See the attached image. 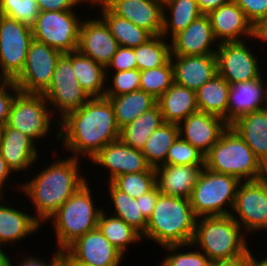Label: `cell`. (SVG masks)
Segmentation results:
<instances>
[{
    "label": "cell",
    "mask_w": 267,
    "mask_h": 266,
    "mask_svg": "<svg viewBox=\"0 0 267 266\" xmlns=\"http://www.w3.org/2000/svg\"><path fill=\"white\" fill-rule=\"evenodd\" d=\"M109 183V192L115 212L111 215L119 217L129 226L136 230L141 236L146 231L147 220L139 210V198H132L130 195L118 190L111 182Z\"/></svg>",
    "instance_id": "cell-36"
},
{
    "label": "cell",
    "mask_w": 267,
    "mask_h": 266,
    "mask_svg": "<svg viewBox=\"0 0 267 266\" xmlns=\"http://www.w3.org/2000/svg\"><path fill=\"white\" fill-rule=\"evenodd\" d=\"M240 180L232 175L213 172L204 167L190 195L197 217L231 215Z\"/></svg>",
    "instance_id": "cell-7"
},
{
    "label": "cell",
    "mask_w": 267,
    "mask_h": 266,
    "mask_svg": "<svg viewBox=\"0 0 267 266\" xmlns=\"http://www.w3.org/2000/svg\"><path fill=\"white\" fill-rule=\"evenodd\" d=\"M62 54L59 50L33 39L22 72L13 81L19 91L41 94L49 86Z\"/></svg>",
    "instance_id": "cell-12"
},
{
    "label": "cell",
    "mask_w": 267,
    "mask_h": 266,
    "mask_svg": "<svg viewBox=\"0 0 267 266\" xmlns=\"http://www.w3.org/2000/svg\"><path fill=\"white\" fill-rule=\"evenodd\" d=\"M42 94L19 92L11 105L6 125L28 135L34 141L50 133L52 116ZM50 115V116H49Z\"/></svg>",
    "instance_id": "cell-11"
},
{
    "label": "cell",
    "mask_w": 267,
    "mask_h": 266,
    "mask_svg": "<svg viewBox=\"0 0 267 266\" xmlns=\"http://www.w3.org/2000/svg\"><path fill=\"white\" fill-rule=\"evenodd\" d=\"M40 11H67L79 3H84L83 0H37Z\"/></svg>",
    "instance_id": "cell-49"
},
{
    "label": "cell",
    "mask_w": 267,
    "mask_h": 266,
    "mask_svg": "<svg viewBox=\"0 0 267 266\" xmlns=\"http://www.w3.org/2000/svg\"><path fill=\"white\" fill-rule=\"evenodd\" d=\"M171 62L174 83L194 91L218 73L216 54L171 56Z\"/></svg>",
    "instance_id": "cell-22"
},
{
    "label": "cell",
    "mask_w": 267,
    "mask_h": 266,
    "mask_svg": "<svg viewBox=\"0 0 267 266\" xmlns=\"http://www.w3.org/2000/svg\"><path fill=\"white\" fill-rule=\"evenodd\" d=\"M205 167L216 173L232 175L240 181L266 176V167L230 125L205 156Z\"/></svg>",
    "instance_id": "cell-5"
},
{
    "label": "cell",
    "mask_w": 267,
    "mask_h": 266,
    "mask_svg": "<svg viewBox=\"0 0 267 266\" xmlns=\"http://www.w3.org/2000/svg\"><path fill=\"white\" fill-rule=\"evenodd\" d=\"M262 75L254 80L230 84L227 103V123L239 117L265 108Z\"/></svg>",
    "instance_id": "cell-25"
},
{
    "label": "cell",
    "mask_w": 267,
    "mask_h": 266,
    "mask_svg": "<svg viewBox=\"0 0 267 266\" xmlns=\"http://www.w3.org/2000/svg\"><path fill=\"white\" fill-rule=\"evenodd\" d=\"M162 35L153 36L146 43L134 48L139 71L165 65L171 59V43H166Z\"/></svg>",
    "instance_id": "cell-38"
},
{
    "label": "cell",
    "mask_w": 267,
    "mask_h": 266,
    "mask_svg": "<svg viewBox=\"0 0 267 266\" xmlns=\"http://www.w3.org/2000/svg\"><path fill=\"white\" fill-rule=\"evenodd\" d=\"M157 104L165 123L179 124L190 114L198 112L196 91L173 83L158 99Z\"/></svg>",
    "instance_id": "cell-27"
},
{
    "label": "cell",
    "mask_w": 267,
    "mask_h": 266,
    "mask_svg": "<svg viewBox=\"0 0 267 266\" xmlns=\"http://www.w3.org/2000/svg\"><path fill=\"white\" fill-rule=\"evenodd\" d=\"M245 13L249 21L256 27L267 19V0H233Z\"/></svg>",
    "instance_id": "cell-45"
},
{
    "label": "cell",
    "mask_w": 267,
    "mask_h": 266,
    "mask_svg": "<svg viewBox=\"0 0 267 266\" xmlns=\"http://www.w3.org/2000/svg\"><path fill=\"white\" fill-rule=\"evenodd\" d=\"M106 6L115 14L149 31L161 35L163 0H111Z\"/></svg>",
    "instance_id": "cell-21"
},
{
    "label": "cell",
    "mask_w": 267,
    "mask_h": 266,
    "mask_svg": "<svg viewBox=\"0 0 267 266\" xmlns=\"http://www.w3.org/2000/svg\"><path fill=\"white\" fill-rule=\"evenodd\" d=\"M11 173L12 171L7 167L6 162L0 152V196H4V192L2 191L3 189L1 188L4 187V183L9 179L8 177L11 176L9 175Z\"/></svg>",
    "instance_id": "cell-52"
},
{
    "label": "cell",
    "mask_w": 267,
    "mask_h": 266,
    "mask_svg": "<svg viewBox=\"0 0 267 266\" xmlns=\"http://www.w3.org/2000/svg\"><path fill=\"white\" fill-rule=\"evenodd\" d=\"M254 38L258 40H262V42H267V19L261 21L256 27H255V36Z\"/></svg>",
    "instance_id": "cell-53"
},
{
    "label": "cell",
    "mask_w": 267,
    "mask_h": 266,
    "mask_svg": "<svg viewBox=\"0 0 267 266\" xmlns=\"http://www.w3.org/2000/svg\"><path fill=\"white\" fill-rule=\"evenodd\" d=\"M41 94L46 98L49 106L60 113V119L69 112L80 109L90 99L74 74L72 52L63 53L60 56L51 82Z\"/></svg>",
    "instance_id": "cell-10"
},
{
    "label": "cell",
    "mask_w": 267,
    "mask_h": 266,
    "mask_svg": "<svg viewBox=\"0 0 267 266\" xmlns=\"http://www.w3.org/2000/svg\"><path fill=\"white\" fill-rule=\"evenodd\" d=\"M230 126L267 167V109L253 111L236 119Z\"/></svg>",
    "instance_id": "cell-26"
},
{
    "label": "cell",
    "mask_w": 267,
    "mask_h": 266,
    "mask_svg": "<svg viewBox=\"0 0 267 266\" xmlns=\"http://www.w3.org/2000/svg\"><path fill=\"white\" fill-rule=\"evenodd\" d=\"M264 96H265V109H267V85H266V87H265V85H264Z\"/></svg>",
    "instance_id": "cell-60"
},
{
    "label": "cell",
    "mask_w": 267,
    "mask_h": 266,
    "mask_svg": "<svg viewBox=\"0 0 267 266\" xmlns=\"http://www.w3.org/2000/svg\"><path fill=\"white\" fill-rule=\"evenodd\" d=\"M56 136L63 146L80 158L83 154L92 159L110 142L119 139L120 129L115 120L112 104L106 97L90 98L80 109L56 120ZM80 156V157H79Z\"/></svg>",
    "instance_id": "cell-1"
},
{
    "label": "cell",
    "mask_w": 267,
    "mask_h": 266,
    "mask_svg": "<svg viewBox=\"0 0 267 266\" xmlns=\"http://www.w3.org/2000/svg\"><path fill=\"white\" fill-rule=\"evenodd\" d=\"M40 13L37 0H0V14L32 27Z\"/></svg>",
    "instance_id": "cell-41"
},
{
    "label": "cell",
    "mask_w": 267,
    "mask_h": 266,
    "mask_svg": "<svg viewBox=\"0 0 267 266\" xmlns=\"http://www.w3.org/2000/svg\"><path fill=\"white\" fill-rule=\"evenodd\" d=\"M14 264H12L11 259H10V266H13ZM48 263L44 262L43 260H41L40 258H36L33 256H28V258H25L23 260V262L19 263L18 266H47Z\"/></svg>",
    "instance_id": "cell-54"
},
{
    "label": "cell",
    "mask_w": 267,
    "mask_h": 266,
    "mask_svg": "<svg viewBox=\"0 0 267 266\" xmlns=\"http://www.w3.org/2000/svg\"><path fill=\"white\" fill-rule=\"evenodd\" d=\"M230 84L218 73L196 91L200 112L221 117L227 122V103Z\"/></svg>",
    "instance_id": "cell-31"
},
{
    "label": "cell",
    "mask_w": 267,
    "mask_h": 266,
    "mask_svg": "<svg viewBox=\"0 0 267 266\" xmlns=\"http://www.w3.org/2000/svg\"><path fill=\"white\" fill-rule=\"evenodd\" d=\"M167 8L170 11V18L166 14ZM201 15L203 14L199 10L196 0H163V28L161 35L165 38L172 31V39Z\"/></svg>",
    "instance_id": "cell-33"
},
{
    "label": "cell",
    "mask_w": 267,
    "mask_h": 266,
    "mask_svg": "<svg viewBox=\"0 0 267 266\" xmlns=\"http://www.w3.org/2000/svg\"><path fill=\"white\" fill-rule=\"evenodd\" d=\"M69 261H70L71 266H93V265L86 264V263L81 262V261H77L70 254H69Z\"/></svg>",
    "instance_id": "cell-59"
},
{
    "label": "cell",
    "mask_w": 267,
    "mask_h": 266,
    "mask_svg": "<svg viewBox=\"0 0 267 266\" xmlns=\"http://www.w3.org/2000/svg\"><path fill=\"white\" fill-rule=\"evenodd\" d=\"M179 136L178 124L163 123L150 135L141 152L151 168L164 165L169 148Z\"/></svg>",
    "instance_id": "cell-35"
},
{
    "label": "cell",
    "mask_w": 267,
    "mask_h": 266,
    "mask_svg": "<svg viewBox=\"0 0 267 266\" xmlns=\"http://www.w3.org/2000/svg\"><path fill=\"white\" fill-rule=\"evenodd\" d=\"M166 165H197L205 164V156L186 142L180 136L174 141L169 148L166 157Z\"/></svg>",
    "instance_id": "cell-42"
},
{
    "label": "cell",
    "mask_w": 267,
    "mask_h": 266,
    "mask_svg": "<svg viewBox=\"0 0 267 266\" xmlns=\"http://www.w3.org/2000/svg\"><path fill=\"white\" fill-rule=\"evenodd\" d=\"M232 211L238 216H231L247 234L267 230V178L241 181Z\"/></svg>",
    "instance_id": "cell-13"
},
{
    "label": "cell",
    "mask_w": 267,
    "mask_h": 266,
    "mask_svg": "<svg viewBox=\"0 0 267 266\" xmlns=\"http://www.w3.org/2000/svg\"><path fill=\"white\" fill-rule=\"evenodd\" d=\"M228 126L221 117L200 111L190 114L178 124L179 136L204 156L209 153Z\"/></svg>",
    "instance_id": "cell-15"
},
{
    "label": "cell",
    "mask_w": 267,
    "mask_h": 266,
    "mask_svg": "<svg viewBox=\"0 0 267 266\" xmlns=\"http://www.w3.org/2000/svg\"><path fill=\"white\" fill-rule=\"evenodd\" d=\"M32 40L31 27L0 14V80L14 81L20 75Z\"/></svg>",
    "instance_id": "cell-9"
},
{
    "label": "cell",
    "mask_w": 267,
    "mask_h": 266,
    "mask_svg": "<svg viewBox=\"0 0 267 266\" xmlns=\"http://www.w3.org/2000/svg\"><path fill=\"white\" fill-rule=\"evenodd\" d=\"M118 47L116 38L101 17L82 21L77 49L81 54L106 68Z\"/></svg>",
    "instance_id": "cell-17"
},
{
    "label": "cell",
    "mask_w": 267,
    "mask_h": 266,
    "mask_svg": "<svg viewBox=\"0 0 267 266\" xmlns=\"http://www.w3.org/2000/svg\"><path fill=\"white\" fill-rule=\"evenodd\" d=\"M47 266H71L69 253L66 250L59 251L56 249L54 257Z\"/></svg>",
    "instance_id": "cell-51"
},
{
    "label": "cell",
    "mask_w": 267,
    "mask_h": 266,
    "mask_svg": "<svg viewBox=\"0 0 267 266\" xmlns=\"http://www.w3.org/2000/svg\"><path fill=\"white\" fill-rule=\"evenodd\" d=\"M185 246L187 247V245L164 246V249L172 253L163 259L160 266H210L211 261L209 257L201 251L177 252V249L184 248Z\"/></svg>",
    "instance_id": "cell-43"
},
{
    "label": "cell",
    "mask_w": 267,
    "mask_h": 266,
    "mask_svg": "<svg viewBox=\"0 0 267 266\" xmlns=\"http://www.w3.org/2000/svg\"><path fill=\"white\" fill-rule=\"evenodd\" d=\"M159 195L160 190L156 185L151 191L139 197V210L147 221L152 215Z\"/></svg>",
    "instance_id": "cell-48"
},
{
    "label": "cell",
    "mask_w": 267,
    "mask_h": 266,
    "mask_svg": "<svg viewBox=\"0 0 267 266\" xmlns=\"http://www.w3.org/2000/svg\"><path fill=\"white\" fill-rule=\"evenodd\" d=\"M4 196H0V203ZM40 223L32 216L18 210L0 204V246L11 242L26 239L40 228ZM8 242V243H7Z\"/></svg>",
    "instance_id": "cell-28"
},
{
    "label": "cell",
    "mask_w": 267,
    "mask_h": 266,
    "mask_svg": "<svg viewBox=\"0 0 267 266\" xmlns=\"http://www.w3.org/2000/svg\"><path fill=\"white\" fill-rule=\"evenodd\" d=\"M36 143L31 137L19 130L2 126L0 136V152L7 167L13 172L29 169L38 159Z\"/></svg>",
    "instance_id": "cell-23"
},
{
    "label": "cell",
    "mask_w": 267,
    "mask_h": 266,
    "mask_svg": "<svg viewBox=\"0 0 267 266\" xmlns=\"http://www.w3.org/2000/svg\"><path fill=\"white\" fill-rule=\"evenodd\" d=\"M90 185L84 184L50 217L57 236V250H65L87 232L97 228L102 207L94 205Z\"/></svg>",
    "instance_id": "cell-6"
},
{
    "label": "cell",
    "mask_w": 267,
    "mask_h": 266,
    "mask_svg": "<svg viewBox=\"0 0 267 266\" xmlns=\"http://www.w3.org/2000/svg\"><path fill=\"white\" fill-rule=\"evenodd\" d=\"M84 1V3L85 2H89L90 4H92L93 6L94 5H97L98 4V6H105L107 3H109L111 0H83ZM100 4V5H99Z\"/></svg>",
    "instance_id": "cell-58"
},
{
    "label": "cell",
    "mask_w": 267,
    "mask_h": 266,
    "mask_svg": "<svg viewBox=\"0 0 267 266\" xmlns=\"http://www.w3.org/2000/svg\"><path fill=\"white\" fill-rule=\"evenodd\" d=\"M245 42H223L217 47L218 74L229 84L254 80L261 76L258 58Z\"/></svg>",
    "instance_id": "cell-14"
},
{
    "label": "cell",
    "mask_w": 267,
    "mask_h": 266,
    "mask_svg": "<svg viewBox=\"0 0 267 266\" xmlns=\"http://www.w3.org/2000/svg\"><path fill=\"white\" fill-rule=\"evenodd\" d=\"M111 183L132 198H139L156 186V171H143L119 175Z\"/></svg>",
    "instance_id": "cell-40"
},
{
    "label": "cell",
    "mask_w": 267,
    "mask_h": 266,
    "mask_svg": "<svg viewBox=\"0 0 267 266\" xmlns=\"http://www.w3.org/2000/svg\"><path fill=\"white\" fill-rule=\"evenodd\" d=\"M197 218L189 199L160 193L141 238L147 237L163 247L191 244Z\"/></svg>",
    "instance_id": "cell-3"
},
{
    "label": "cell",
    "mask_w": 267,
    "mask_h": 266,
    "mask_svg": "<svg viewBox=\"0 0 267 266\" xmlns=\"http://www.w3.org/2000/svg\"><path fill=\"white\" fill-rule=\"evenodd\" d=\"M0 82V126H4L7 122L12 102L20 91L13 81L1 80ZM8 89L9 91L12 90L14 95Z\"/></svg>",
    "instance_id": "cell-46"
},
{
    "label": "cell",
    "mask_w": 267,
    "mask_h": 266,
    "mask_svg": "<svg viewBox=\"0 0 267 266\" xmlns=\"http://www.w3.org/2000/svg\"><path fill=\"white\" fill-rule=\"evenodd\" d=\"M74 10L40 11L32 28L33 39L62 53L78 49L82 21Z\"/></svg>",
    "instance_id": "cell-8"
},
{
    "label": "cell",
    "mask_w": 267,
    "mask_h": 266,
    "mask_svg": "<svg viewBox=\"0 0 267 266\" xmlns=\"http://www.w3.org/2000/svg\"><path fill=\"white\" fill-rule=\"evenodd\" d=\"M101 8V18L108 25L119 46L136 48L153 37L149 31L136 26L126 18L115 15L106 5Z\"/></svg>",
    "instance_id": "cell-34"
},
{
    "label": "cell",
    "mask_w": 267,
    "mask_h": 266,
    "mask_svg": "<svg viewBox=\"0 0 267 266\" xmlns=\"http://www.w3.org/2000/svg\"><path fill=\"white\" fill-rule=\"evenodd\" d=\"M241 228L231 215L198 217L188 247L197 245L211 262L247 259L249 247Z\"/></svg>",
    "instance_id": "cell-4"
},
{
    "label": "cell",
    "mask_w": 267,
    "mask_h": 266,
    "mask_svg": "<svg viewBox=\"0 0 267 266\" xmlns=\"http://www.w3.org/2000/svg\"><path fill=\"white\" fill-rule=\"evenodd\" d=\"M112 87L108 86L104 96H117L140 90V71L138 69L127 71H114Z\"/></svg>",
    "instance_id": "cell-44"
},
{
    "label": "cell",
    "mask_w": 267,
    "mask_h": 266,
    "mask_svg": "<svg viewBox=\"0 0 267 266\" xmlns=\"http://www.w3.org/2000/svg\"><path fill=\"white\" fill-rule=\"evenodd\" d=\"M74 259L93 266H119L123 254L95 228L65 249Z\"/></svg>",
    "instance_id": "cell-18"
},
{
    "label": "cell",
    "mask_w": 267,
    "mask_h": 266,
    "mask_svg": "<svg viewBox=\"0 0 267 266\" xmlns=\"http://www.w3.org/2000/svg\"><path fill=\"white\" fill-rule=\"evenodd\" d=\"M113 106L115 120L119 129L157 104V99L143 90L133 91L124 95L104 96Z\"/></svg>",
    "instance_id": "cell-30"
},
{
    "label": "cell",
    "mask_w": 267,
    "mask_h": 266,
    "mask_svg": "<svg viewBox=\"0 0 267 266\" xmlns=\"http://www.w3.org/2000/svg\"><path fill=\"white\" fill-rule=\"evenodd\" d=\"M97 227L105 238L123 255L129 244L143 240L141 235L125 221L114 215L107 216L105 211L101 212Z\"/></svg>",
    "instance_id": "cell-37"
},
{
    "label": "cell",
    "mask_w": 267,
    "mask_h": 266,
    "mask_svg": "<svg viewBox=\"0 0 267 266\" xmlns=\"http://www.w3.org/2000/svg\"><path fill=\"white\" fill-rule=\"evenodd\" d=\"M215 41L209 16L203 14L170 40L171 56L216 54L211 49L212 44L219 46Z\"/></svg>",
    "instance_id": "cell-20"
},
{
    "label": "cell",
    "mask_w": 267,
    "mask_h": 266,
    "mask_svg": "<svg viewBox=\"0 0 267 266\" xmlns=\"http://www.w3.org/2000/svg\"><path fill=\"white\" fill-rule=\"evenodd\" d=\"M91 160L108 168L109 182L123 174L156 171L148 165L141 150L129 147L120 139L107 144Z\"/></svg>",
    "instance_id": "cell-16"
},
{
    "label": "cell",
    "mask_w": 267,
    "mask_h": 266,
    "mask_svg": "<svg viewBox=\"0 0 267 266\" xmlns=\"http://www.w3.org/2000/svg\"><path fill=\"white\" fill-rule=\"evenodd\" d=\"M247 266H267V257L265 259L263 258L261 260H257L249 250L247 256Z\"/></svg>",
    "instance_id": "cell-56"
},
{
    "label": "cell",
    "mask_w": 267,
    "mask_h": 266,
    "mask_svg": "<svg viewBox=\"0 0 267 266\" xmlns=\"http://www.w3.org/2000/svg\"><path fill=\"white\" fill-rule=\"evenodd\" d=\"M78 161L73 156L54 161L32 180L20 185V189L31 198L29 200L36 210L33 216L40 224L50 221L62 204L87 183L85 176L80 175Z\"/></svg>",
    "instance_id": "cell-2"
},
{
    "label": "cell",
    "mask_w": 267,
    "mask_h": 266,
    "mask_svg": "<svg viewBox=\"0 0 267 266\" xmlns=\"http://www.w3.org/2000/svg\"><path fill=\"white\" fill-rule=\"evenodd\" d=\"M199 10L202 14L208 15L211 11L216 10L223 4L228 3L230 0H196Z\"/></svg>",
    "instance_id": "cell-50"
},
{
    "label": "cell",
    "mask_w": 267,
    "mask_h": 266,
    "mask_svg": "<svg viewBox=\"0 0 267 266\" xmlns=\"http://www.w3.org/2000/svg\"><path fill=\"white\" fill-rule=\"evenodd\" d=\"M208 16L219 43L240 42L244 41L241 38L243 36L247 35L252 39L255 36V27L233 0L211 11Z\"/></svg>",
    "instance_id": "cell-19"
},
{
    "label": "cell",
    "mask_w": 267,
    "mask_h": 266,
    "mask_svg": "<svg viewBox=\"0 0 267 266\" xmlns=\"http://www.w3.org/2000/svg\"><path fill=\"white\" fill-rule=\"evenodd\" d=\"M135 59L134 48L119 46L106 69L112 68L114 71L137 69V62Z\"/></svg>",
    "instance_id": "cell-47"
},
{
    "label": "cell",
    "mask_w": 267,
    "mask_h": 266,
    "mask_svg": "<svg viewBox=\"0 0 267 266\" xmlns=\"http://www.w3.org/2000/svg\"><path fill=\"white\" fill-rule=\"evenodd\" d=\"M205 164L161 165L156 170V185L160 193L189 199Z\"/></svg>",
    "instance_id": "cell-24"
},
{
    "label": "cell",
    "mask_w": 267,
    "mask_h": 266,
    "mask_svg": "<svg viewBox=\"0 0 267 266\" xmlns=\"http://www.w3.org/2000/svg\"><path fill=\"white\" fill-rule=\"evenodd\" d=\"M210 266H247V259H236L233 261L211 262Z\"/></svg>",
    "instance_id": "cell-55"
},
{
    "label": "cell",
    "mask_w": 267,
    "mask_h": 266,
    "mask_svg": "<svg viewBox=\"0 0 267 266\" xmlns=\"http://www.w3.org/2000/svg\"><path fill=\"white\" fill-rule=\"evenodd\" d=\"M174 83L171 59L163 66L140 71V90L158 99Z\"/></svg>",
    "instance_id": "cell-39"
},
{
    "label": "cell",
    "mask_w": 267,
    "mask_h": 266,
    "mask_svg": "<svg viewBox=\"0 0 267 266\" xmlns=\"http://www.w3.org/2000/svg\"><path fill=\"white\" fill-rule=\"evenodd\" d=\"M164 123L158 104L120 129L119 139L129 147L142 150L150 135Z\"/></svg>",
    "instance_id": "cell-32"
},
{
    "label": "cell",
    "mask_w": 267,
    "mask_h": 266,
    "mask_svg": "<svg viewBox=\"0 0 267 266\" xmlns=\"http://www.w3.org/2000/svg\"><path fill=\"white\" fill-rule=\"evenodd\" d=\"M72 67L79 85L90 98L104 97L108 76L102 64L76 50L72 52Z\"/></svg>",
    "instance_id": "cell-29"
},
{
    "label": "cell",
    "mask_w": 267,
    "mask_h": 266,
    "mask_svg": "<svg viewBox=\"0 0 267 266\" xmlns=\"http://www.w3.org/2000/svg\"><path fill=\"white\" fill-rule=\"evenodd\" d=\"M0 246V266H10V258Z\"/></svg>",
    "instance_id": "cell-57"
}]
</instances>
